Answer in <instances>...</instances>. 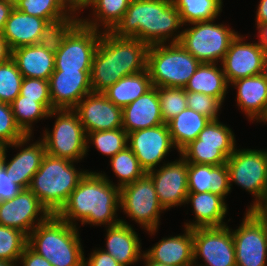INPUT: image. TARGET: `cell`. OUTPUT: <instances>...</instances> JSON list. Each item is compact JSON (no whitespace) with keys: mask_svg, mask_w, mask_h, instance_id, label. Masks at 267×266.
Instances as JSON below:
<instances>
[{"mask_svg":"<svg viewBox=\"0 0 267 266\" xmlns=\"http://www.w3.org/2000/svg\"><path fill=\"white\" fill-rule=\"evenodd\" d=\"M105 174L88 170L56 215L77 227V221L82 226L110 227L119 224L120 188Z\"/></svg>","mask_w":267,"mask_h":266,"instance_id":"1","label":"cell"},{"mask_svg":"<svg viewBox=\"0 0 267 266\" xmlns=\"http://www.w3.org/2000/svg\"><path fill=\"white\" fill-rule=\"evenodd\" d=\"M148 48L146 42L137 38L101 32L92 60V92L103 93L122 77L146 70Z\"/></svg>","mask_w":267,"mask_h":266,"instance_id":"2","label":"cell"},{"mask_svg":"<svg viewBox=\"0 0 267 266\" xmlns=\"http://www.w3.org/2000/svg\"><path fill=\"white\" fill-rule=\"evenodd\" d=\"M181 28L184 25L172 0H131L111 32L118 37H134L153 45L178 43Z\"/></svg>","mask_w":267,"mask_h":266,"instance_id":"3","label":"cell"},{"mask_svg":"<svg viewBox=\"0 0 267 266\" xmlns=\"http://www.w3.org/2000/svg\"><path fill=\"white\" fill-rule=\"evenodd\" d=\"M78 228L51 214L30 232L27 244L52 266H84Z\"/></svg>","mask_w":267,"mask_h":266,"instance_id":"4","label":"cell"},{"mask_svg":"<svg viewBox=\"0 0 267 266\" xmlns=\"http://www.w3.org/2000/svg\"><path fill=\"white\" fill-rule=\"evenodd\" d=\"M71 160L46 154L28 189L50 214H57L87 170H78Z\"/></svg>","mask_w":267,"mask_h":266,"instance_id":"5","label":"cell"},{"mask_svg":"<svg viewBox=\"0 0 267 266\" xmlns=\"http://www.w3.org/2000/svg\"><path fill=\"white\" fill-rule=\"evenodd\" d=\"M200 64L179 42L149 45L147 69L153 87L184 88Z\"/></svg>","mask_w":267,"mask_h":266,"instance_id":"6","label":"cell"},{"mask_svg":"<svg viewBox=\"0 0 267 266\" xmlns=\"http://www.w3.org/2000/svg\"><path fill=\"white\" fill-rule=\"evenodd\" d=\"M48 117L56 120L51 131L45 128L42 133L46 153L77 163L82 161L88 154L87 135L77 113L73 109H54Z\"/></svg>","mask_w":267,"mask_h":266,"instance_id":"7","label":"cell"},{"mask_svg":"<svg viewBox=\"0 0 267 266\" xmlns=\"http://www.w3.org/2000/svg\"><path fill=\"white\" fill-rule=\"evenodd\" d=\"M182 30L179 43L201 63L223 61L231 41L238 32L214 20L191 23Z\"/></svg>","mask_w":267,"mask_h":266,"instance_id":"8","label":"cell"},{"mask_svg":"<svg viewBox=\"0 0 267 266\" xmlns=\"http://www.w3.org/2000/svg\"><path fill=\"white\" fill-rule=\"evenodd\" d=\"M230 187L232 183L255 198L247 210H256L267 194V149H237L227 159Z\"/></svg>","mask_w":267,"mask_h":266,"instance_id":"9","label":"cell"},{"mask_svg":"<svg viewBox=\"0 0 267 266\" xmlns=\"http://www.w3.org/2000/svg\"><path fill=\"white\" fill-rule=\"evenodd\" d=\"M120 210L126 217L153 236L158 231L160 217L166 211L158 200L152 178L145 173L133 183L120 188Z\"/></svg>","mask_w":267,"mask_h":266,"instance_id":"10","label":"cell"},{"mask_svg":"<svg viewBox=\"0 0 267 266\" xmlns=\"http://www.w3.org/2000/svg\"><path fill=\"white\" fill-rule=\"evenodd\" d=\"M236 266H266L267 219L257 210H246L237 229H232Z\"/></svg>","mask_w":267,"mask_h":266,"instance_id":"11","label":"cell"},{"mask_svg":"<svg viewBox=\"0 0 267 266\" xmlns=\"http://www.w3.org/2000/svg\"><path fill=\"white\" fill-rule=\"evenodd\" d=\"M101 31L79 22L55 53L54 71H91Z\"/></svg>","mask_w":267,"mask_h":266,"instance_id":"12","label":"cell"},{"mask_svg":"<svg viewBox=\"0 0 267 266\" xmlns=\"http://www.w3.org/2000/svg\"><path fill=\"white\" fill-rule=\"evenodd\" d=\"M193 259V266H236L230 227L193 229ZM198 259H202L205 265H198Z\"/></svg>","mask_w":267,"mask_h":266,"instance_id":"13","label":"cell"},{"mask_svg":"<svg viewBox=\"0 0 267 266\" xmlns=\"http://www.w3.org/2000/svg\"><path fill=\"white\" fill-rule=\"evenodd\" d=\"M159 168L146 172L153 181L158 200L165 210L185 205L188 194V162L181 156L163 162Z\"/></svg>","mask_w":267,"mask_h":266,"instance_id":"14","label":"cell"},{"mask_svg":"<svg viewBox=\"0 0 267 266\" xmlns=\"http://www.w3.org/2000/svg\"><path fill=\"white\" fill-rule=\"evenodd\" d=\"M128 147L145 172L157 168L171 149L175 150L168 124L165 123L128 133Z\"/></svg>","mask_w":267,"mask_h":266,"instance_id":"15","label":"cell"},{"mask_svg":"<svg viewBox=\"0 0 267 266\" xmlns=\"http://www.w3.org/2000/svg\"><path fill=\"white\" fill-rule=\"evenodd\" d=\"M50 215L29 189H22L12 199L0 201V225L20 230L27 237Z\"/></svg>","mask_w":267,"mask_h":266,"instance_id":"16","label":"cell"},{"mask_svg":"<svg viewBox=\"0 0 267 266\" xmlns=\"http://www.w3.org/2000/svg\"><path fill=\"white\" fill-rule=\"evenodd\" d=\"M241 34L231 41L222 65L228 84L235 80L261 74L265 53L257 42H246ZM245 41V42H244Z\"/></svg>","mask_w":267,"mask_h":266,"instance_id":"17","label":"cell"},{"mask_svg":"<svg viewBox=\"0 0 267 266\" xmlns=\"http://www.w3.org/2000/svg\"><path fill=\"white\" fill-rule=\"evenodd\" d=\"M31 138L33 135H26L22 139L4 146V169L7 174H10L12 181L22 189H28L33 175L38 171L47 154L44 141L40 138L39 141L31 144ZM10 147L18 148L19 152L9 161L6 157H8L7 148Z\"/></svg>","mask_w":267,"mask_h":266,"instance_id":"18","label":"cell"},{"mask_svg":"<svg viewBox=\"0 0 267 266\" xmlns=\"http://www.w3.org/2000/svg\"><path fill=\"white\" fill-rule=\"evenodd\" d=\"M86 135L90 132L122 128V108L103 93L86 95L74 108Z\"/></svg>","mask_w":267,"mask_h":266,"instance_id":"19","label":"cell"},{"mask_svg":"<svg viewBox=\"0 0 267 266\" xmlns=\"http://www.w3.org/2000/svg\"><path fill=\"white\" fill-rule=\"evenodd\" d=\"M91 71H53L49 79L50 97L55 109H73L92 93Z\"/></svg>","mask_w":267,"mask_h":266,"instance_id":"20","label":"cell"},{"mask_svg":"<svg viewBox=\"0 0 267 266\" xmlns=\"http://www.w3.org/2000/svg\"><path fill=\"white\" fill-rule=\"evenodd\" d=\"M106 248H100L110 254L120 265L132 266L140 261L144 255L142 243L134 228L125 220L106 227Z\"/></svg>","mask_w":267,"mask_h":266,"instance_id":"21","label":"cell"},{"mask_svg":"<svg viewBox=\"0 0 267 266\" xmlns=\"http://www.w3.org/2000/svg\"><path fill=\"white\" fill-rule=\"evenodd\" d=\"M236 104L249 121L264 122L267 119V82L261 74L233 81Z\"/></svg>","mask_w":267,"mask_h":266,"instance_id":"22","label":"cell"},{"mask_svg":"<svg viewBox=\"0 0 267 266\" xmlns=\"http://www.w3.org/2000/svg\"><path fill=\"white\" fill-rule=\"evenodd\" d=\"M161 124L164 121L156 87H152L122 109V128L127 133Z\"/></svg>","mask_w":267,"mask_h":266,"instance_id":"23","label":"cell"},{"mask_svg":"<svg viewBox=\"0 0 267 266\" xmlns=\"http://www.w3.org/2000/svg\"><path fill=\"white\" fill-rule=\"evenodd\" d=\"M182 235L162 238L144 254L151 260L171 266H193V229Z\"/></svg>","mask_w":267,"mask_h":266,"instance_id":"24","label":"cell"},{"mask_svg":"<svg viewBox=\"0 0 267 266\" xmlns=\"http://www.w3.org/2000/svg\"><path fill=\"white\" fill-rule=\"evenodd\" d=\"M226 200L212 192L194 193L188 192L185 205H192L194 211L195 221L185 222L184 227L208 228V227H222L227 225L224 217L228 212Z\"/></svg>","mask_w":267,"mask_h":266,"instance_id":"25","label":"cell"},{"mask_svg":"<svg viewBox=\"0 0 267 266\" xmlns=\"http://www.w3.org/2000/svg\"><path fill=\"white\" fill-rule=\"evenodd\" d=\"M231 189L226 164L214 166L188 163V192H212L226 199Z\"/></svg>","mask_w":267,"mask_h":266,"instance_id":"26","label":"cell"},{"mask_svg":"<svg viewBox=\"0 0 267 266\" xmlns=\"http://www.w3.org/2000/svg\"><path fill=\"white\" fill-rule=\"evenodd\" d=\"M47 22L46 19L27 15L14 7L6 21L2 36L11 50L34 45L38 43L42 29Z\"/></svg>","mask_w":267,"mask_h":266,"instance_id":"27","label":"cell"},{"mask_svg":"<svg viewBox=\"0 0 267 266\" xmlns=\"http://www.w3.org/2000/svg\"><path fill=\"white\" fill-rule=\"evenodd\" d=\"M11 58L23 78L49 80L55 68V54L38 44L13 49Z\"/></svg>","mask_w":267,"mask_h":266,"instance_id":"28","label":"cell"},{"mask_svg":"<svg viewBox=\"0 0 267 266\" xmlns=\"http://www.w3.org/2000/svg\"><path fill=\"white\" fill-rule=\"evenodd\" d=\"M228 88L222 65L218 66V63H201L184 87L185 91L200 92L217 98L222 104Z\"/></svg>","mask_w":267,"mask_h":266,"instance_id":"29","label":"cell"},{"mask_svg":"<svg viewBox=\"0 0 267 266\" xmlns=\"http://www.w3.org/2000/svg\"><path fill=\"white\" fill-rule=\"evenodd\" d=\"M210 119L190 108H185L167 124L175 149L180 152L190 142L196 140Z\"/></svg>","mask_w":267,"mask_h":266,"instance_id":"30","label":"cell"},{"mask_svg":"<svg viewBox=\"0 0 267 266\" xmlns=\"http://www.w3.org/2000/svg\"><path fill=\"white\" fill-rule=\"evenodd\" d=\"M152 87L150 74L146 69L142 72L122 77L106 89L103 94L116 106L123 109Z\"/></svg>","mask_w":267,"mask_h":266,"instance_id":"31","label":"cell"},{"mask_svg":"<svg viewBox=\"0 0 267 266\" xmlns=\"http://www.w3.org/2000/svg\"><path fill=\"white\" fill-rule=\"evenodd\" d=\"M130 2L131 0H91L89 8L93 9V18L81 16L80 22L101 32L112 31L126 13Z\"/></svg>","mask_w":267,"mask_h":266,"instance_id":"32","label":"cell"},{"mask_svg":"<svg viewBox=\"0 0 267 266\" xmlns=\"http://www.w3.org/2000/svg\"><path fill=\"white\" fill-rule=\"evenodd\" d=\"M184 26L214 20L222 12L223 0H172Z\"/></svg>","mask_w":267,"mask_h":266,"instance_id":"33","label":"cell"},{"mask_svg":"<svg viewBox=\"0 0 267 266\" xmlns=\"http://www.w3.org/2000/svg\"><path fill=\"white\" fill-rule=\"evenodd\" d=\"M11 108L17 125L26 135H34L32 125L44 118L47 120L50 113L37 100L24 99L20 94L11 103Z\"/></svg>","mask_w":267,"mask_h":266,"instance_id":"34","label":"cell"},{"mask_svg":"<svg viewBox=\"0 0 267 266\" xmlns=\"http://www.w3.org/2000/svg\"><path fill=\"white\" fill-rule=\"evenodd\" d=\"M80 22V16L67 15L64 18L47 22L43 27L38 45L47 51L56 53L68 33Z\"/></svg>","mask_w":267,"mask_h":266,"instance_id":"35","label":"cell"},{"mask_svg":"<svg viewBox=\"0 0 267 266\" xmlns=\"http://www.w3.org/2000/svg\"><path fill=\"white\" fill-rule=\"evenodd\" d=\"M199 145L219 146V150L228 158L236 148L234 132L219 119L210 120L199 133Z\"/></svg>","mask_w":267,"mask_h":266,"instance_id":"36","label":"cell"},{"mask_svg":"<svg viewBox=\"0 0 267 266\" xmlns=\"http://www.w3.org/2000/svg\"><path fill=\"white\" fill-rule=\"evenodd\" d=\"M109 163L118 179V184L115 185L119 188L133 183L146 173L128 146L111 157Z\"/></svg>","mask_w":267,"mask_h":266,"instance_id":"37","label":"cell"},{"mask_svg":"<svg viewBox=\"0 0 267 266\" xmlns=\"http://www.w3.org/2000/svg\"><path fill=\"white\" fill-rule=\"evenodd\" d=\"M86 143L87 152L90 143L101 154L111 158L128 146V133L123 128L90 132L87 134Z\"/></svg>","mask_w":267,"mask_h":266,"instance_id":"38","label":"cell"},{"mask_svg":"<svg viewBox=\"0 0 267 266\" xmlns=\"http://www.w3.org/2000/svg\"><path fill=\"white\" fill-rule=\"evenodd\" d=\"M188 163L222 165L227 163V157L219 150V146L199 145V138L190 142L180 152Z\"/></svg>","mask_w":267,"mask_h":266,"instance_id":"39","label":"cell"},{"mask_svg":"<svg viewBox=\"0 0 267 266\" xmlns=\"http://www.w3.org/2000/svg\"><path fill=\"white\" fill-rule=\"evenodd\" d=\"M15 8L27 15L46 19L48 22L71 15L58 0H17Z\"/></svg>","mask_w":267,"mask_h":266,"instance_id":"40","label":"cell"},{"mask_svg":"<svg viewBox=\"0 0 267 266\" xmlns=\"http://www.w3.org/2000/svg\"><path fill=\"white\" fill-rule=\"evenodd\" d=\"M165 124L187 108L186 91L181 87H156Z\"/></svg>","mask_w":267,"mask_h":266,"instance_id":"41","label":"cell"},{"mask_svg":"<svg viewBox=\"0 0 267 266\" xmlns=\"http://www.w3.org/2000/svg\"><path fill=\"white\" fill-rule=\"evenodd\" d=\"M23 76L11 58L0 64V101L11 104L20 94Z\"/></svg>","mask_w":267,"mask_h":266,"instance_id":"42","label":"cell"},{"mask_svg":"<svg viewBox=\"0 0 267 266\" xmlns=\"http://www.w3.org/2000/svg\"><path fill=\"white\" fill-rule=\"evenodd\" d=\"M28 237L20 230L0 225V260L18 263Z\"/></svg>","mask_w":267,"mask_h":266,"instance_id":"43","label":"cell"},{"mask_svg":"<svg viewBox=\"0 0 267 266\" xmlns=\"http://www.w3.org/2000/svg\"><path fill=\"white\" fill-rule=\"evenodd\" d=\"M25 136L15 121L11 104L0 101V147L10 145Z\"/></svg>","mask_w":267,"mask_h":266,"instance_id":"44","label":"cell"},{"mask_svg":"<svg viewBox=\"0 0 267 266\" xmlns=\"http://www.w3.org/2000/svg\"><path fill=\"white\" fill-rule=\"evenodd\" d=\"M20 95L24 96V99L37 100L49 112L55 109L50 97L49 80L23 78Z\"/></svg>","mask_w":267,"mask_h":266,"instance_id":"45","label":"cell"},{"mask_svg":"<svg viewBox=\"0 0 267 266\" xmlns=\"http://www.w3.org/2000/svg\"><path fill=\"white\" fill-rule=\"evenodd\" d=\"M186 100L188 108L210 120L219 119L218 116L223 104L217 98L200 92L186 91Z\"/></svg>","mask_w":267,"mask_h":266,"instance_id":"46","label":"cell"},{"mask_svg":"<svg viewBox=\"0 0 267 266\" xmlns=\"http://www.w3.org/2000/svg\"><path fill=\"white\" fill-rule=\"evenodd\" d=\"M22 188L14 183L5 169L0 173V201L15 197Z\"/></svg>","mask_w":267,"mask_h":266,"instance_id":"47","label":"cell"},{"mask_svg":"<svg viewBox=\"0 0 267 266\" xmlns=\"http://www.w3.org/2000/svg\"><path fill=\"white\" fill-rule=\"evenodd\" d=\"M84 266H122L110 254L102 249L91 252L89 258H84Z\"/></svg>","mask_w":267,"mask_h":266,"instance_id":"48","label":"cell"},{"mask_svg":"<svg viewBox=\"0 0 267 266\" xmlns=\"http://www.w3.org/2000/svg\"><path fill=\"white\" fill-rule=\"evenodd\" d=\"M19 264H22V266H52L46 258L35 252L28 244L19 258Z\"/></svg>","mask_w":267,"mask_h":266,"instance_id":"49","label":"cell"},{"mask_svg":"<svg viewBox=\"0 0 267 266\" xmlns=\"http://www.w3.org/2000/svg\"><path fill=\"white\" fill-rule=\"evenodd\" d=\"M60 5L71 15L76 17L85 8H89L91 0H58Z\"/></svg>","mask_w":267,"mask_h":266,"instance_id":"50","label":"cell"},{"mask_svg":"<svg viewBox=\"0 0 267 266\" xmlns=\"http://www.w3.org/2000/svg\"><path fill=\"white\" fill-rule=\"evenodd\" d=\"M15 7V2L11 0H0V35L4 31L6 21Z\"/></svg>","mask_w":267,"mask_h":266,"instance_id":"51","label":"cell"},{"mask_svg":"<svg viewBox=\"0 0 267 266\" xmlns=\"http://www.w3.org/2000/svg\"><path fill=\"white\" fill-rule=\"evenodd\" d=\"M256 8L255 25L267 23V0H260Z\"/></svg>","mask_w":267,"mask_h":266,"instance_id":"52","label":"cell"},{"mask_svg":"<svg viewBox=\"0 0 267 266\" xmlns=\"http://www.w3.org/2000/svg\"><path fill=\"white\" fill-rule=\"evenodd\" d=\"M256 27L258 30V43L264 53L267 55V23L259 24Z\"/></svg>","mask_w":267,"mask_h":266,"instance_id":"53","label":"cell"},{"mask_svg":"<svg viewBox=\"0 0 267 266\" xmlns=\"http://www.w3.org/2000/svg\"><path fill=\"white\" fill-rule=\"evenodd\" d=\"M12 50L10 49L8 42L0 35V64L11 59Z\"/></svg>","mask_w":267,"mask_h":266,"instance_id":"54","label":"cell"},{"mask_svg":"<svg viewBox=\"0 0 267 266\" xmlns=\"http://www.w3.org/2000/svg\"><path fill=\"white\" fill-rule=\"evenodd\" d=\"M142 260L144 261L143 264H145V266H171V265L162 264L156 261H151L145 254L142 257Z\"/></svg>","mask_w":267,"mask_h":266,"instance_id":"55","label":"cell"},{"mask_svg":"<svg viewBox=\"0 0 267 266\" xmlns=\"http://www.w3.org/2000/svg\"><path fill=\"white\" fill-rule=\"evenodd\" d=\"M261 75L263 76V78L267 82V55H265L264 60H263Z\"/></svg>","mask_w":267,"mask_h":266,"instance_id":"56","label":"cell"},{"mask_svg":"<svg viewBox=\"0 0 267 266\" xmlns=\"http://www.w3.org/2000/svg\"><path fill=\"white\" fill-rule=\"evenodd\" d=\"M4 170V146L0 147V173Z\"/></svg>","mask_w":267,"mask_h":266,"instance_id":"57","label":"cell"},{"mask_svg":"<svg viewBox=\"0 0 267 266\" xmlns=\"http://www.w3.org/2000/svg\"><path fill=\"white\" fill-rule=\"evenodd\" d=\"M0 266H18V264L7 260H0Z\"/></svg>","mask_w":267,"mask_h":266,"instance_id":"58","label":"cell"},{"mask_svg":"<svg viewBox=\"0 0 267 266\" xmlns=\"http://www.w3.org/2000/svg\"><path fill=\"white\" fill-rule=\"evenodd\" d=\"M256 210H267V194L264 199V202Z\"/></svg>","mask_w":267,"mask_h":266,"instance_id":"59","label":"cell"},{"mask_svg":"<svg viewBox=\"0 0 267 266\" xmlns=\"http://www.w3.org/2000/svg\"><path fill=\"white\" fill-rule=\"evenodd\" d=\"M257 211L263 214L264 217L267 219V210H257Z\"/></svg>","mask_w":267,"mask_h":266,"instance_id":"60","label":"cell"}]
</instances>
